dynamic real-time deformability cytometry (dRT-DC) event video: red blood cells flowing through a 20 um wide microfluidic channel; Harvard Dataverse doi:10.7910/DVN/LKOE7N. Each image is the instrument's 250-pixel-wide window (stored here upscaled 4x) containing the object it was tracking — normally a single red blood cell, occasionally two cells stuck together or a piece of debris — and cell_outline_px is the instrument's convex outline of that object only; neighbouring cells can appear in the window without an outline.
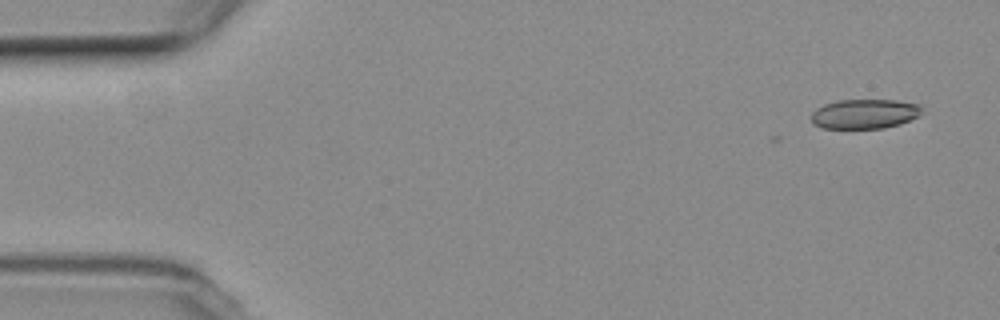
{"species": "common noctule bat (a hibernating species)", "species_latin": "Nyctalus noctula", "temperature_condition": "room temperature", "stored_images_in_passage": 6, "camera_frame_rate_fps": 3000, "um_per_image_px": 0.085, "animal": {"sex": "female", "body_mass_g": 19.3, "forearm_length_mm": 54.1}, "frame": {"image": 1, "passage_image": 1, "time_ms": 0.0, "image_size_px": [1000, 320], "cell_outline_px": [[920, 116], [900, 124], [884, 128], [820, 128], [812, 124], [812, 112], [816, 108], [824, 104], [836, 100], [896, 100], [920, 104]], "centroid_in_image_um": [73.47, 9.68], "position_along_channel_um": 11.5, "area_um2": 19.19}}